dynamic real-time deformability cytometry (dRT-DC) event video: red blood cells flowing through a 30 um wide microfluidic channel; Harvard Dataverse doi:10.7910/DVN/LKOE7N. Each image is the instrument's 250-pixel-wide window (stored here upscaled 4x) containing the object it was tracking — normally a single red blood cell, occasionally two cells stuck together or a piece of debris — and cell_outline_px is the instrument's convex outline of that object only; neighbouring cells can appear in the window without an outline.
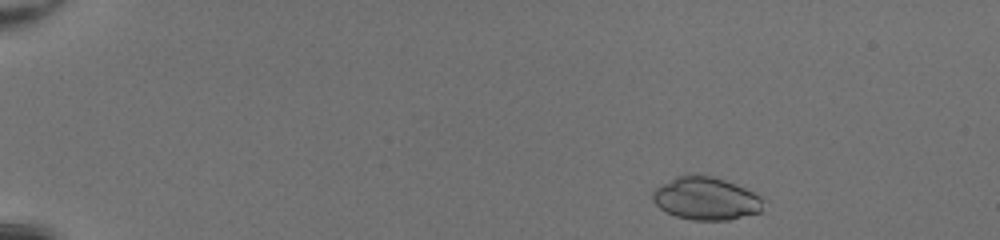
{"species": "common noctule bat (a hibernating species)", "species_latin": "Nyctalus noctula", "temperature_condition": "room temperature", "stored_images_in_passage": 45, "camera_frame_rate_fps": 3000, "um_per_image_px": 0.085, "animal": {"sex": "female", "body_mass_g": 20.0, "forearm_length_mm": 54.0}, "frame": {"image": 1, "passage_image": 3, "time_ms": 0.667, "image_size_px": [1000, 240], "cell_outline_px": [[764, 200], [760, 212], [728, 220], [692, 220], [676, 216], [660, 208], [652, 200], [652, 192], [656, 188], [676, 176], [692, 172], [696, 172], [712, 176], [724, 180], [744, 188], [760, 196]], "centroid_in_image_um": [59.98, 16.85], "position_along_channel_um": 25.0, "area_um2": 27.69}}
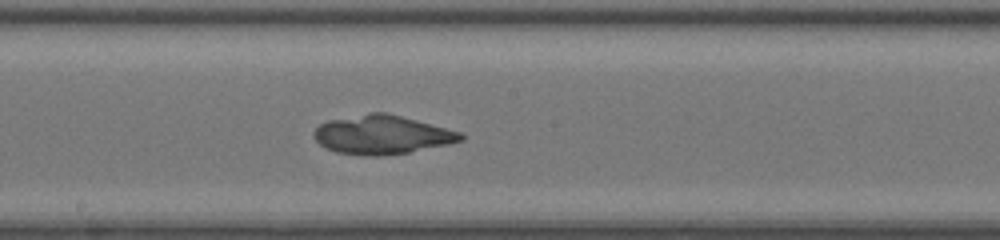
{"frame": {"image": 2, "passage_image": 25, "time_ms": 8.0, "image_size_px": [1000, 240], "cell_outline_px": [[464, 140], [448, 144], [408, 152], [380, 156], [364, 156], [336, 152], [320, 144], [312, 136], [312, 132], [320, 124], [328, 120], [368, 112], [388, 112], [460, 132], [464, 136]], "centroid_in_image_um": [32.44, 11.44], "position_along_channel_um": 215.8, "area_um2": 33.23}}
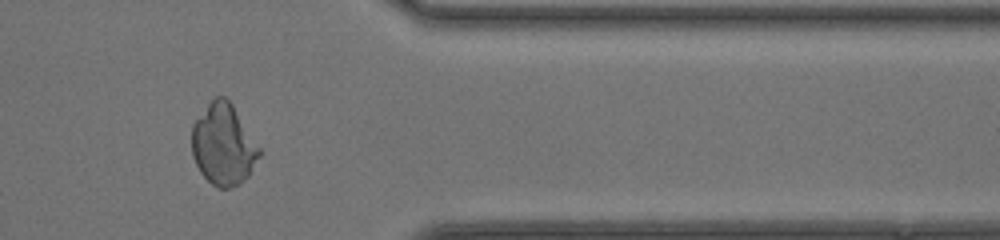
{"frame": {"image": 3, "passage_image": 38, "time_ms": 12.333, "image_size_px": [1000, 240], "cell_outline_px": [[260, 156], [248, 176], [240, 184], [228, 188], [216, 188], [200, 172], [192, 156], [192, 124], [208, 104], [216, 96], [224, 96], [232, 104], [260, 148]], "centroid_in_image_um": [18.98, 12.31], "position_along_channel_um": 392.4, "area_um2": 31.73}}